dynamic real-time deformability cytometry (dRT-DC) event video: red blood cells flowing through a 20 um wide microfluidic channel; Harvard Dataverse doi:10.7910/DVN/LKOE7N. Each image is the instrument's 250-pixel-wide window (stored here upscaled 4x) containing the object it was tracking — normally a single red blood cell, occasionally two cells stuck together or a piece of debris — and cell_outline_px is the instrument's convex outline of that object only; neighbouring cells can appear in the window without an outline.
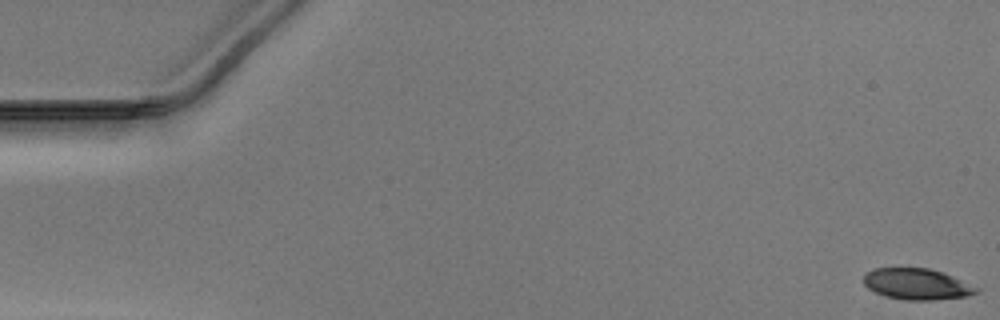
{"species": "Egyptian fruit bat (a non-hibernating species)", "species_latin": "Rousettus aegyptiacus", "temperature_condition": "warm", "stored_images_in_passage": 52, "camera_frame_rate_fps": 3000, "um_per_image_px": 0.085, "animal": {"sex": "male"}, "frame": {"image": 1, "passage_image": 1, "time_ms": 0.0, "image_size_px": [1000, 320], "cell_outline_px": [[980, 292], [964, 296], [932, 300], [908, 300], [888, 296], [876, 292], [868, 288], [864, 284], [864, 276], [872, 268], [928, 268], [952, 276], [980, 288]], "centroid_in_image_um": [77.94, 24.14], "position_along_channel_um": 7.1, "area_um2": 20.11}}
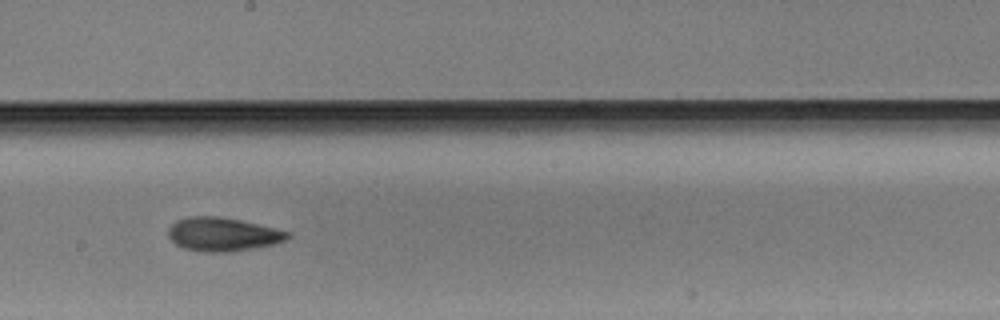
{"frame": {"image": 2, "passage_image": 29, "time_ms": 9.333, "image_size_px": [1000, 320], "cell_outline_px": [[292, 236], [284, 240], [272, 244], [232, 252], [204, 252], [184, 248], [176, 244], [168, 236], [168, 228], [176, 220], [188, 216], [220, 216], [240, 220], [292, 232]], "centroid_in_image_um": [18.92, 19.91], "position_along_channel_um": 229.3, "area_um2": 23.41}}
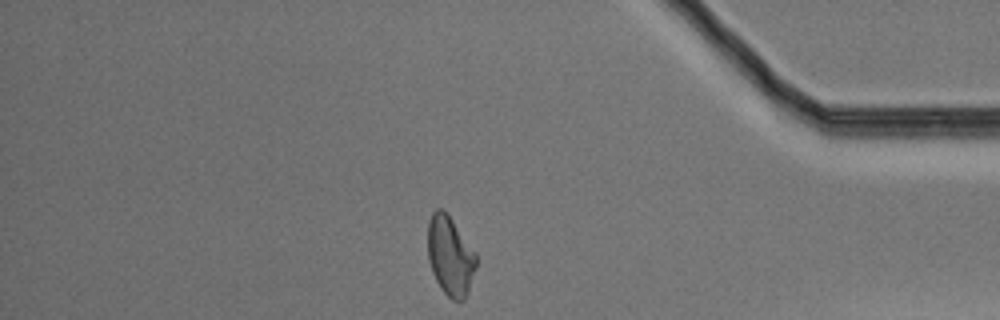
{"frame": {"image": 3, "passage_image": 44, "time_ms": 14.333, "image_size_px": [1000, 320], "cell_outline_px": [[476, 268], [468, 292], [464, 300], [452, 300], [440, 288], [432, 272], [428, 260], [428, 220], [432, 212], [436, 208], [440, 208], [448, 212], [476, 252]], "centroid_in_image_um": [38.27, 21.71], "position_along_channel_um": 396.9, "area_um2": 22.72}}